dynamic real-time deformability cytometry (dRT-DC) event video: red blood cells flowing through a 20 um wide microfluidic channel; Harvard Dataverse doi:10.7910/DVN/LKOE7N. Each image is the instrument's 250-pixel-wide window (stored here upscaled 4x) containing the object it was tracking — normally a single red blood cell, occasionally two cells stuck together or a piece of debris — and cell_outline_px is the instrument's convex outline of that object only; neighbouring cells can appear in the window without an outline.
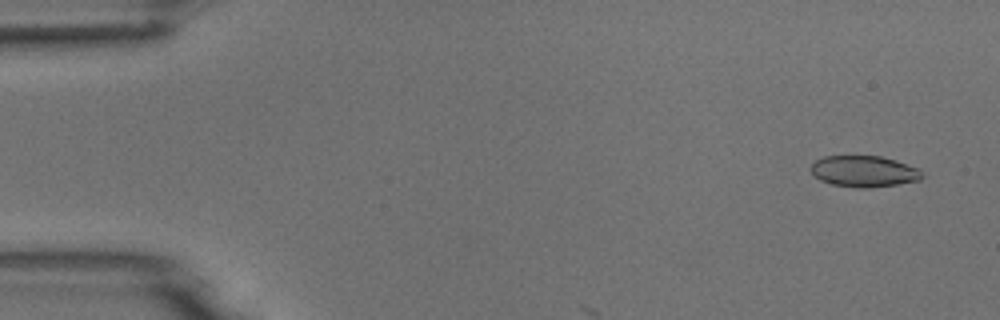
{"species": "common noctule bat (a hibernating species)", "species_latin": "Nyctalus noctula", "temperature_condition": "room temperature", "stored_images_in_passage": 3, "camera_frame_rate_fps": 3000, "um_per_image_px": 0.085, "animal": {"sex": "male", "body_mass_g": 18.8}, "frame": {"image": 1, "passage_image": 1, "time_ms": 0.0, "image_size_px": [1000, 320], "cell_outline_px": [[924, 176], [920, 180], [896, 184], [868, 188], [856, 188], [832, 184], [820, 180], [812, 172], [812, 164], [816, 160], [824, 156], [880, 156], [896, 160], [920, 168], [924, 172]], "centroid_in_image_um": [73.49, 14.56], "position_along_channel_um": 11.5, "area_um2": 20.29}}